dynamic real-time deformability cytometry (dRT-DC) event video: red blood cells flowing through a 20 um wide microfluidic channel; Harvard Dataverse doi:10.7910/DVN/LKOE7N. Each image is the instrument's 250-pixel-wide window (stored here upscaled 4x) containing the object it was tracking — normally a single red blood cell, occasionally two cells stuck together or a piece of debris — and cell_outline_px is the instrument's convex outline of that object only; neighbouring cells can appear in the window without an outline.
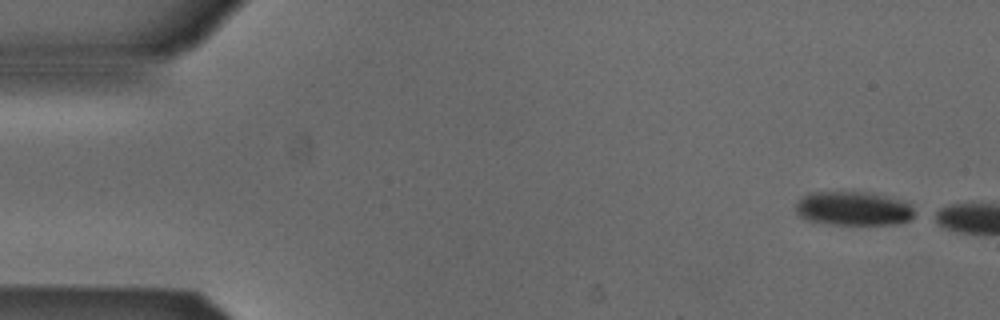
{"species": "Egyptian fruit bat (a non-hibernating species)", "species_latin": "Rousettus aegyptiacus", "temperature_condition": "cold", "stored_images_in_passage": 10, "camera_frame_rate_fps": 3000, "um_per_image_px": 0.085, "animal": {"sex": "male"}, "frame": {"image": 1, "passage_image": 1, "time_ms": 0.0, "image_size_px": [1000, 320], "cell_outline_px": [[920, 212], [908, 220], [900, 224], [832, 224], [808, 220], [800, 216], [796, 212], [796, 204], [804, 196], [812, 192], [872, 192], [904, 200]], "centroid_in_image_um": [72.63, 17.72], "position_along_channel_um": 12.4, "area_um2": 23.76}}